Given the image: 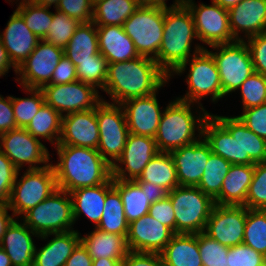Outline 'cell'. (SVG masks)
<instances>
[{"instance_id":"30bf717a","label":"cell","mask_w":266,"mask_h":266,"mask_svg":"<svg viewBox=\"0 0 266 266\" xmlns=\"http://www.w3.org/2000/svg\"><path fill=\"white\" fill-rule=\"evenodd\" d=\"M217 52L206 49L215 61L218 69L223 97L235 92L253 73L254 66L245 40L211 46ZM219 51V52H218Z\"/></svg>"},{"instance_id":"d6986e66","label":"cell","mask_w":266,"mask_h":266,"mask_svg":"<svg viewBox=\"0 0 266 266\" xmlns=\"http://www.w3.org/2000/svg\"><path fill=\"white\" fill-rule=\"evenodd\" d=\"M175 233L149 214L129 223L126 243L129 251L160 254Z\"/></svg>"},{"instance_id":"816d5d0a","label":"cell","mask_w":266,"mask_h":266,"mask_svg":"<svg viewBox=\"0 0 266 266\" xmlns=\"http://www.w3.org/2000/svg\"><path fill=\"white\" fill-rule=\"evenodd\" d=\"M18 169L0 149V202L8 204Z\"/></svg>"},{"instance_id":"91938a15","label":"cell","mask_w":266,"mask_h":266,"mask_svg":"<svg viewBox=\"0 0 266 266\" xmlns=\"http://www.w3.org/2000/svg\"><path fill=\"white\" fill-rule=\"evenodd\" d=\"M142 190H146V195L148 196V201L150 204L162 200L168 196V191L161 186L148 183L140 182L138 179L134 180Z\"/></svg>"},{"instance_id":"bcb514c9","label":"cell","mask_w":266,"mask_h":266,"mask_svg":"<svg viewBox=\"0 0 266 266\" xmlns=\"http://www.w3.org/2000/svg\"><path fill=\"white\" fill-rule=\"evenodd\" d=\"M241 89L243 110L266 103V76L253 73L238 88Z\"/></svg>"},{"instance_id":"7a4b0ae2","label":"cell","mask_w":266,"mask_h":266,"mask_svg":"<svg viewBox=\"0 0 266 266\" xmlns=\"http://www.w3.org/2000/svg\"><path fill=\"white\" fill-rule=\"evenodd\" d=\"M58 163L53 165L57 187L68 193L82 187L106 183L111 177V165L97 149L57 145Z\"/></svg>"},{"instance_id":"f546056e","label":"cell","mask_w":266,"mask_h":266,"mask_svg":"<svg viewBox=\"0 0 266 266\" xmlns=\"http://www.w3.org/2000/svg\"><path fill=\"white\" fill-rule=\"evenodd\" d=\"M127 235L107 233L95 227L86 236H81V243L92 259L107 258L123 261L128 253Z\"/></svg>"},{"instance_id":"74e56055","label":"cell","mask_w":266,"mask_h":266,"mask_svg":"<svg viewBox=\"0 0 266 266\" xmlns=\"http://www.w3.org/2000/svg\"><path fill=\"white\" fill-rule=\"evenodd\" d=\"M231 163L223 157L211 153L197 187L215 199L219 194Z\"/></svg>"},{"instance_id":"89a4df30","label":"cell","mask_w":266,"mask_h":266,"mask_svg":"<svg viewBox=\"0 0 266 266\" xmlns=\"http://www.w3.org/2000/svg\"><path fill=\"white\" fill-rule=\"evenodd\" d=\"M11 222H0V243L2 241L5 230Z\"/></svg>"},{"instance_id":"9a60e30c","label":"cell","mask_w":266,"mask_h":266,"mask_svg":"<svg viewBox=\"0 0 266 266\" xmlns=\"http://www.w3.org/2000/svg\"><path fill=\"white\" fill-rule=\"evenodd\" d=\"M41 42V43H40ZM64 55L62 48L45 40H40L34 51L18 67L16 80L23 88L41 89L51 82L53 71Z\"/></svg>"},{"instance_id":"681fc988","label":"cell","mask_w":266,"mask_h":266,"mask_svg":"<svg viewBox=\"0 0 266 266\" xmlns=\"http://www.w3.org/2000/svg\"><path fill=\"white\" fill-rule=\"evenodd\" d=\"M93 6L91 0H60L56 10L62 12L79 23L92 21Z\"/></svg>"},{"instance_id":"4316f807","label":"cell","mask_w":266,"mask_h":266,"mask_svg":"<svg viewBox=\"0 0 266 266\" xmlns=\"http://www.w3.org/2000/svg\"><path fill=\"white\" fill-rule=\"evenodd\" d=\"M113 188V177L94 187H82L70 192L73 220L84 214L98 226L105 207L106 194Z\"/></svg>"},{"instance_id":"be15d7a7","label":"cell","mask_w":266,"mask_h":266,"mask_svg":"<svg viewBox=\"0 0 266 266\" xmlns=\"http://www.w3.org/2000/svg\"><path fill=\"white\" fill-rule=\"evenodd\" d=\"M92 266H122V261L107 259V258H99V259H93Z\"/></svg>"},{"instance_id":"f907efd6","label":"cell","mask_w":266,"mask_h":266,"mask_svg":"<svg viewBox=\"0 0 266 266\" xmlns=\"http://www.w3.org/2000/svg\"><path fill=\"white\" fill-rule=\"evenodd\" d=\"M238 119L259 137L266 140V103L244 109Z\"/></svg>"},{"instance_id":"11a10c76","label":"cell","mask_w":266,"mask_h":266,"mask_svg":"<svg viewBox=\"0 0 266 266\" xmlns=\"http://www.w3.org/2000/svg\"><path fill=\"white\" fill-rule=\"evenodd\" d=\"M77 80L76 66L63 55L53 71L51 82L49 84H67Z\"/></svg>"},{"instance_id":"db71d44e","label":"cell","mask_w":266,"mask_h":266,"mask_svg":"<svg viewBox=\"0 0 266 266\" xmlns=\"http://www.w3.org/2000/svg\"><path fill=\"white\" fill-rule=\"evenodd\" d=\"M148 214L175 233V213L172 202L168 196L152 203Z\"/></svg>"},{"instance_id":"3957f363","label":"cell","mask_w":266,"mask_h":266,"mask_svg":"<svg viewBox=\"0 0 266 266\" xmlns=\"http://www.w3.org/2000/svg\"><path fill=\"white\" fill-rule=\"evenodd\" d=\"M195 38L198 39L193 17L185 5L165 9L163 38L157 64L169 77L174 73H184Z\"/></svg>"},{"instance_id":"603a6c76","label":"cell","mask_w":266,"mask_h":266,"mask_svg":"<svg viewBox=\"0 0 266 266\" xmlns=\"http://www.w3.org/2000/svg\"><path fill=\"white\" fill-rule=\"evenodd\" d=\"M229 26L235 40H244L239 37V31L245 37L266 32V0H242L236 6L228 9Z\"/></svg>"},{"instance_id":"9c48e42d","label":"cell","mask_w":266,"mask_h":266,"mask_svg":"<svg viewBox=\"0 0 266 266\" xmlns=\"http://www.w3.org/2000/svg\"><path fill=\"white\" fill-rule=\"evenodd\" d=\"M190 63V70L187 75L188 90L186 95L177 99L191 102H196L200 106L202 112H207L201 103L200 99L205 96L212 95L213 102L223 98L220 75L216 67L213 56L206 50V47L196 45Z\"/></svg>"},{"instance_id":"f6af8a7d","label":"cell","mask_w":266,"mask_h":266,"mask_svg":"<svg viewBox=\"0 0 266 266\" xmlns=\"http://www.w3.org/2000/svg\"><path fill=\"white\" fill-rule=\"evenodd\" d=\"M198 247L203 266H229V247L220 244L204 232L198 233Z\"/></svg>"},{"instance_id":"60d3db41","label":"cell","mask_w":266,"mask_h":266,"mask_svg":"<svg viewBox=\"0 0 266 266\" xmlns=\"http://www.w3.org/2000/svg\"><path fill=\"white\" fill-rule=\"evenodd\" d=\"M243 244L266 257V210L247 208Z\"/></svg>"},{"instance_id":"c3c4849f","label":"cell","mask_w":266,"mask_h":266,"mask_svg":"<svg viewBox=\"0 0 266 266\" xmlns=\"http://www.w3.org/2000/svg\"><path fill=\"white\" fill-rule=\"evenodd\" d=\"M229 266H266V257L245 244L229 247Z\"/></svg>"},{"instance_id":"003e7915","label":"cell","mask_w":266,"mask_h":266,"mask_svg":"<svg viewBox=\"0 0 266 266\" xmlns=\"http://www.w3.org/2000/svg\"><path fill=\"white\" fill-rule=\"evenodd\" d=\"M30 1H32L33 3L37 5H41L45 7H51L54 4L56 8L60 0H30Z\"/></svg>"},{"instance_id":"e575fe53","label":"cell","mask_w":266,"mask_h":266,"mask_svg":"<svg viewBox=\"0 0 266 266\" xmlns=\"http://www.w3.org/2000/svg\"><path fill=\"white\" fill-rule=\"evenodd\" d=\"M113 187L119 192L128 223L148 214L150 203L146 190H142L134 180H117L113 178Z\"/></svg>"},{"instance_id":"9f6ffc18","label":"cell","mask_w":266,"mask_h":266,"mask_svg":"<svg viewBox=\"0 0 266 266\" xmlns=\"http://www.w3.org/2000/svg\"><path fill=\"white\" fill-rule=\"evenodd\" d=\"M122 266H163V261L158 253L128 251Z\"/></svg>"},{"instance_id":"6da1fadb","label":"cell","mask_w":266,"mask_h":266,"mask_svg":"<svg viewBox=\"0 0 266 266\" xmlns=\"http://www.w3.org/2000/svg\"><path fill=\"white\" fill-rule=\"evenodd\" d=\"M170 77L154 59L139 56L124 62L108 63L103 91L110 95L113 104L154 94Z\"/></svg>"},{"instance_id":"e0dca14e","label":"cell","mask_w":266,"mask_h":266,"mask_svg":"<svg viewBox=\"0 0 266 266\" xmlns=\"http://www.w3.org/2000/svg\"><path fill=\"white\" fill-rule=\"evenodd\" d=\"M159 152L155 138L129 133L121 156L111 166L112 177L117 180L138 179Z\"/></svg>"},{"instance_id":"b9f144b4","label":"cell","mask_w":266,"mask_h":266,"mask_svg":"<svg viewBox=\"0 0 266 266\" xmlns=\"http://www.w3.org/2000/svg\"><path fill=\"white\" fill-rule=\"evenodd\" d=\"M32 95L29 98H15L11 96L14 119L17 127L25 128L45 103L41 89L24 88Z\"/></svg>"},{"instance_id":"6125c7cd","label":"cell","mask_w":266,"mask_h":266,"mask_svg":"<svg viewBox=\"0 0 266 266\" xmlns=\"http://www.w3.org/2000/svg\"><path fill=\"white\" fill-rule=\"evenodd\" d=\"M166 0H139L140 5L142 6H150V7H159L164 9H172L179 6L184 5L185 0H175V2L170 6L167 7L165 2Z\"/></svg>"},{"instance_id":"44dd1931","label":"cell","mask_w":266,"mask_h":266,"mask_svg":"<svg viewBox=\"0 0 266 266\" xmlns=\"http://www.w3.org/2000/svg\"><path fill=\"white\" fill-rule=\"evenodd\" d=\"M157 93L132 98L120 104L125 113L129 133L155 138L162 115Z\"/></svg>"},{"instance_id":"4fadbf2b","label":"cell","mask_w":266,"mask_h":266,"mask_svg":"<svg viewBox=\"0 0 266 266\" xmlns=\"http://www.w3.org/2000/svg\"><path fill=\"white\" fill-rule=\"evenodd\" d=\"M0 149L19 171L23 164H29V170L49 165L48 149L25 128L17 127L1 134ZM41 163L45 165L38 166Z\"/></svg>"},{"instance_id":"8992f818","label":"cell","mask_w":266,"mask_h":266,"mask_svg":"<svg viewBox=\"0 0 266 266\" xmlns=\"http://www.w3.org/2000/svg\"><path fill=\"white\" fill-rule=\"evenodd\" d=\"M23 222L39 237L73 230L70 193L57 189L23 215ZM72 228V229H71Z\"/></svg>"},{"instance_id":"94428289","label":"cell","mask_w":266,"mask_h":266,"mask_svg":"<svg viewBox=\"0 0 266 266\" xmlns=\"http://www.w3.org/2000/svg\"><path fill=\"white\" fill-rule=\"evenodd\" d=\"M11 67H13L14 71L17 74L18 68L13 64L7 50L3 46V43L0 39V76L6 75Z\"/></svg>"},{"instance_id":"7bdbcfd3","label":"cell","mask_w":266,"mask_h":266,"mask_svg":"<svg viewBox=\"0 0 266 266\" xmlns=\"http://www.w3.org/2000/svg\"><path fill=\"white\" fill-rule=\"evenodd\" d=\"M108 70V62L99 52L93 55V59L78 61L76 75L78 81L92 85L93 87L104 89Z\"/></svg>"},{"instance_id":"484cf974","label":"cell","mask_w":266,"mask_h":266,"mask_svg":"<svg viewBox=\"0 0 266 266\" xmlns=\"http://www.w3.org/2000/svg\"><path fill=\"white\" fill-rule=\"evenodd\" d=\"M96 28L99 52L108 63L130 61L140 56L122 26L108 25Z\"/></svg>"},{"instance_id":"f35d334b","label":"cell","mask_w":266,"mask_h":266,"mask_svg":"<svg viewBox=\"0 0 266 266\" xmlns=\"http://www.w3.org/2000/svg\"><path fill=\"white\" fill-rule=\"evenodd\" d=\"M16 11L23 17L30 31L44 40L53 21V13L49 11V7L22 0Z\"/></svg>"},{"instance_id":"52a82bcc","label":"cell","mask_w":266,"mask_h":266,"mask_svg":"<svg viewBox=\"0 0 266 266\" xmlns=\"http://www.w3.org/2000/svg\"><path fill=\"white\" fill-rule=\"evenodd\" d=\"M18 176L19 170L8 202V208L15 217L23 216L58 189L51 163L41 169H27L19 180Z\"/></svg>"},{"instance_id":"a7ac6f4b","label":"cell","mask_w":266,"mask_h":266,"mask_svg":"<svg viewBox=\"0 0 266 266\" xmlns=\"http://www.w3.org/2000/svg\"><path fill=\"white\" fill-rule=\"evenodd\" d=\"M0 266H13L9 256L1 247H0Z\"/></svg>"},{"instance_id":"ee69618b","label":"cell","mask_w":266,"mask_h":266,"mask_svg":"<svg viewBox=\"0 0 266 266\" xmlns=\"http://www.w3.org/2000/svg\"><path fill=\"white\" fill-rule=\"evenodd\" d=\"M79 24L77 20L56 10L44 40L64 50Z\"/></svg>"},{"instance_id":"680465c9","label":"cell","mask_w":266,"mask_h":266,"mask_svg":"<svg viewBox=\"0 0 266 266\" xmlns=\"http://www.w3.org/2000/svg\"><path fill=\"white\" fill-rule=\"evenodd\" d=\"M93 259L87 252V249L80 242L73 250L71 256L67 259L64 266H92Z\"/></svg>"},{"instance_id":"d4e9b609","label":"cell","mask_w":266,"mask_h":266,"mask_svg":"<svg viewBox=\"0 0 266 266\" xmlns=\"http://www.w3.org/2000/svg\"><path fill=\"white\" fill-rule=\"evenodd\" d=\"M32 235L39 238L24 222L19 223L16 219L6 228L0 247L9 256L13 266H33L36 246Z\"/></svg>"},{"instance_id":"ba28073f","label":"cell","mask_w":266,"mask_h":266,"mask_svg":"<svg viewBox=\"0 0 266 266\" xmlns=\"http://www.w3.org/2000/svg\"><path fill=\"white\" fill-rule=\"evenodd\" d=\"M164 17V8L140 5L123 23V30L133 41L140 56L157 62L163 38Z\"/></svg>"},{"instance_id":"8fae6325","label":"cell","mask_w":266,"mask_h":266,"mask_svg":"<svg viewBox=\"0 0 266 266\" xmlns=\"http://www.w3.org/2000/svg\"><path fill=\"white\" fill-rule=\"evenodd\" d=\"M96 118L100 135L97 150L112 166L121 156L129 134L123 107L102 99L96 107Z\"/></svg>"},{"instance_id":"2e32d148","label":"cell","mask_w":266,"mask_h":266,"mask_svg":"<svg viewBox=\"0 0 266 266\" xmlns=\"http://www.w3.org/2000/svg\"><path fill=\"white\" fill-rule=\"evenodd\" d=\"M202 137L210 145L212 153L219 155L231 164H240L239 119L209 115L205 120Z\"/></svg>"},{"instance_id":"7402d4cb","label":"cell","mask_w":266,"mask_h":266,"mask_svg":"<svg viewBox=\"0 0 266 266\" xmlns=\"http://www.w3.org/2000/svg\"><path fill=\"white\" fill-rule=\"evenodd\" d=\"M212 153L210 145L202 138L170 152L181 186H197Z\"/></svg>"},{"instance_id":"5b68a950","label":"cell","mask_w":266,"mask_h":266,"mask_svg":"<svg viewBox=\"0 0 266 266\" xmlns=\"http://www.w3.org/2000/svg\"><path fill=\"white\" fill-rule=\"evenodd\" d=\"M175 213V233L204 232L215 206L214 199L197 186L178 185L168 192Z\"/></svg>"},{"instance_id":"8d00e7d4","label":"cell","mask_w":266,"mask_h":266,"mask_svg":"<svg viewBox=\"0 0 266 266\" xmlns=\"http://www.w3.org/2000/svg\"><path fill=\"white\" fill-rule=\"evenodd\" d=\"M96 228L107 233L128 234L129 223L125 217L122 199L114 187L106 194L103 215Z\"/></svg>"},{"instance_id":"f5cc1de1","label":"cell","mask_w":266,"mask_h":266,"mask_svg":"<svg viewBox=\"0 0 266 266\" xmlns=\"http://www.w3.org/2000/svg\"><path fill=\"white\" fill-rule=\"evenodd\" d=\"M251 60L256 73L266 76V32L247 38Z\"/></svg>"},{"instance_id":"7c38bea8","label":"cell","mask_w":266,"mask_h":266,"mask_svg":"<svg viewBox=\"0 0 266 266\" xmlns=\"http://www.w3.org/2000/svg\"><path fill=\"white\" fill-rule=\"evenodd\" d=\"M41 90L45 103L62 116L96 108L103 99L95 87L78 80L67 84H46Z\"/></svg>"},{"instance_id":"e7e4bbea","label":"cell","mask_w":266,"mask_h":266,"mask_svg":"<svg viewBox=\"0 0 266 266\" xmlns=\"http://www.w3.org/2000/svg\"><path fill=\"white\" fill-rule=\"evenodd\" d=\"M8 210V204L0 202V222H12L14 216H10Z\"/></svg>"},{"instance_id":"2644e50d","label":"cell","mask_w":266,"mask_h":266,"mask_svg":"<svg viewBox=\"0 0 266 266\" xmlns=\"http://www.w3.org/2000/svg\"><path fill=\"white\" fill-rule=\"evenodd\" d=\"M97 1H99V0H91V2L94 4V3H96Z\"/></svg>"},{"instance_id":"03108f58","label":"cell","mask_w":266,"mask_h":266,"mask_svg":"<svg viewBox=\"0 0 266 266\" xmlns=\"http://www.w3.org/2000/svg\"><path fill=\"white\" fill-rule=\"evenodd\" d=\"M242 0H212V2L218 4L222 8L229 9L233 6H236Z\"/></svg>"},{"instance_id":"ac0fdd59","label":"cell","mask_w":266,"mask_h":266,"mask_svg":"<svg viewBox=\"0 0 266 266\" xmlns=\"http://www.w3.org/2000/svg\"><path fill=\"white\" fill-rule=\"evenodd\" d=\"M246 218L245 206L215 204L204 233L227 247L242 244Z\"/></svg>"},{"instance_id":"836d02e7","label":"cell","mask_w":266,"mask_h":266,"mask_svg":"<svg viewBox=\"0 0 266 266\" xmlns=\"http://www.w3.org/2000/svg\"><path fill=\"white\" fill-rule=\"evenodd\" d=\"M140 182H148L172 191L179 185L174 160L170 153L159 152L143 169L138 178Z\"/></svg>"},{"instance_id":"6f0895ef","label":"cell","mask_w":266,"mask_h":266,"mask_svg":"<svg viewBox=\"0 0 266 266\" xmlns=\"http://www.w3.org/2000/svg\"><path fill=\"white\" fill-rule=\"evenodd\" d=\"M17 128L11 102V96L6 99L0 95V135Z\"/></svg>"},{"instance_id":"ffe728a7","label":"cell","mask_w":266,"mask_h":266,"mask_svg":"<svg viewBox=\"0 0 266 266\" xmlns=\"http://www.w3.org/2000/svg\"><path fill=\"white\" fill-rule=\"evenodd\" d=\"M99 126L96 108L62 116L61 135L57 145L97 149Z\"/></svg>"},{"instance_id":"d6a6232c","label":"cell","mask_w":266,"mask_h":266,"mask_svg":"<svg viewBox=\"0 0 266 266\" xmlns=\"http://www.w3.org/2000/svg\"><path fill=\"white\" fill-rule=\"evenodd\" d=\"M139 6V0H99L94 3L92 21L96 26H122Z\"/></svg>"},{"instance_id":"4dcf8cb0","label":"cell","mask_w":266,"mask_h":266,"mask_svg":"<svg viewBox=\"0 0 266 266\" xmlns=\"http://www.w3.org/2000/svg\"><path fill=\"white\" fill-rule=\"evenodd\" d=\"M160 255L164 266H203L198 234L175 233Z\"/></svg>"},{"instance_id":"83f0119b","label":"cell","mask_w":266,"mask_h":266,"mask_svg":"<svg viewBox=\"0 0 266 266\" xmlns=\"http://www.w3.org/2000/svg\"><path fill=\"white\" fill-rule=\"evenodd\" d=\"M54 235L44 247L35 249L33 266H64L73 250L81 242V235L76 230L40 236L42 239Z\"/></svg>"},{"instance_id":"d590c367","label":"cell","mask_w":266,"mask_h":266,"mask_svg":"<svg viewBox=\"0 0 266 266\" xmlns=\"http://www.w3.org/2000/svg\"><path fill=\"white\" fill-rule=\"evenodd\" d=\"M61 125L62 115L44 103L25 129L35 138H44L57 145L61 135Z\"/></svg>"},{"instance_id":"7dc6e473","label":"cell","mask_w":266,"mask_h":266,"mask_svg":"<svg viewBox=\"0 0 266 266\" xmlns=\"http://www.w3.org/2000/svg\"><path fill=\"white\" fill-rule=\"evenodd\" d=\"M244 206L248 209L266 210V162L255 164Z\"/></svg>"},{"instance_id":"ab89813d","label":"cell","mask_w":266,"mask_h":266,"mask_svg":"<svg viewBox=\"0 0 266 266\" xmlns=\"http://www.w3.org/2000/svg\"><path fill=\"white\" fill-rule=\"evenodd\" d=\"M240 164L266 162V140L259 137L239 120Z\"/></svg>"},{"instance_id":"1f68e13d","label":"cell","mask_w":266,"mask_h":266,"mask_svg":"<svg viewBox=\"0 0 266 266\" xmlns=\"http://www.w3.org/2000/svg\"><path fill=\"white\" fill-rule=\"evenodd\" d=\"M97 53L99 44L96 25L93 21L80 23L64 48V55L77 66L78 61L93 59Z\"/></svg>"},{"instance_id":"277c9868","label":"cell","mask_w":266,"mask_h":266,"mask_svg":"<svg viewBox=\"0 0 266 266\" xmlns=\"http://www.w3.org/2000/svg\"><path fill=\"white\" fill-rule=\"evenodd\" d=\"M191 102L177 99L170 102L162 111L155 141L160 152L170 153L182 146L192 144L202 138L205 120L210 113L193 115ZM195 116V117H194ZM195 128L199 135L195 137Z\"/></svg>"},{"instance_id":"5bb4252c","label":"cell","mask_w":266,"mask_h":266,"mask_svg":"<svg viewBox=\"0 0 266 266\" xmlns=\"http://www.w3.org/2000/svg\"><path fill=\"white\" fill-rule=\"evenodd\" d=\"M184 5L192 14L198 40L211 46L235 42L230 26L228 9L212 2V5L185 0Z\"/></svg>"},{"instance_id":"cb8c5ba5","label":"cell","mask_w":266,"mask_h":266,"mask_svg":"<svg viewBox=\"0 0 266 266\" xmlns=\"http://www.w3.org/2000/svg\"><path fill=\"white\" fill-rule=\"evenodd\" d=\"M2 33L0 39L17 68L23 64L41 40L30 31L23 17L16 10Z\"/></svg>"},{"instance_id":"f1b7e54d","label":"cell","mask_w":266,"mask_h":266,"mask_svg":"<svg viewBox=\"0 0 266 266\" xmlns=\"http://www.w3.org/2000/svg\"><path fill=\"white\" fill-rule=\"evenodd\" d=\"M254 168L255 165L232 164L223 180L220 194L214 199L215 204L244 206Z\"/></svg>"}]
</instances>
